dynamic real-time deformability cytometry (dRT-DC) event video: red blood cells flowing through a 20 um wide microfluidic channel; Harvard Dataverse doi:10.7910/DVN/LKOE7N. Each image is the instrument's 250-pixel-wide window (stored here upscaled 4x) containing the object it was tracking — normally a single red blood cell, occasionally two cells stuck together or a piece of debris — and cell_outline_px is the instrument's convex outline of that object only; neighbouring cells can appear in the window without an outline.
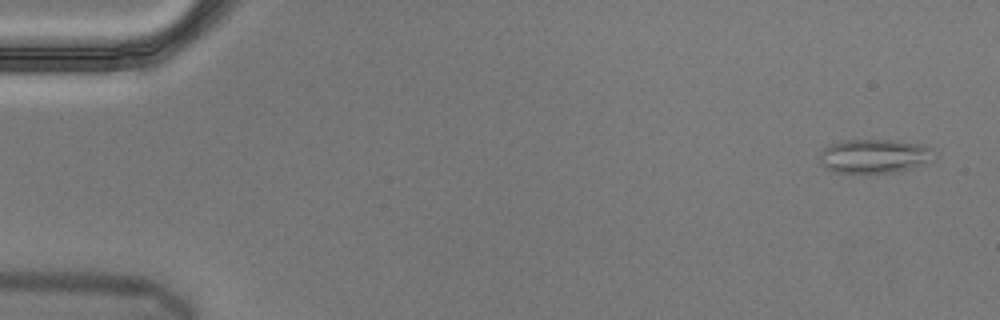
{"species": "Egyptian fruit bat (a non-hibernating species)", "species_latin": "Rousettus aegyptiacus", "temperature_condition": "cold", "stored_images_in_passage": 56, "camera_frame_rate_fps": 3000, "um_per_image_px": 0.085, "animal": {"sex": "male"}, "frame": {"image": 1, "passage_image": 3, "time_ms": 0.667, "image_size_px": [1000, 320], "cell_outline_px": [[936, 160], [892, 172], [836, 172], [824, 168], [820, 164], [820, 152], [824, 148], [840, 140], [892, 140], [924, 144], [932, 148]], "centroid_in_image_um": [74.32, 13.25], "position_along_channel_um": 10.7, "area_um2": 22.6}}
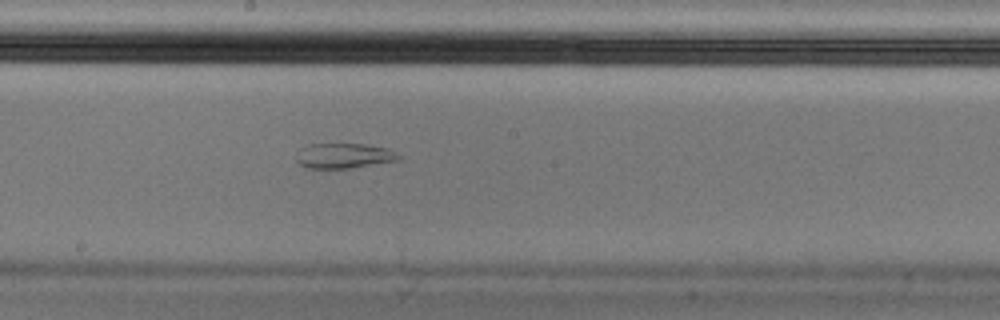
{"frame": {"image": 2, "passage_image": 31, "time_ms": 10.0, "image_size_px": [1000, 320], "cell_outline_px": [[400, 160], [352, 168], [308, 168], [300, 164], [296, 160], [300, 148], [308, 144], [364, 144], [388, 148], [400, 156]], "centroid_in_image_um": [29.24, 13.24], "position_along_channel_um": 219.0, "area_um2": 14.91}}
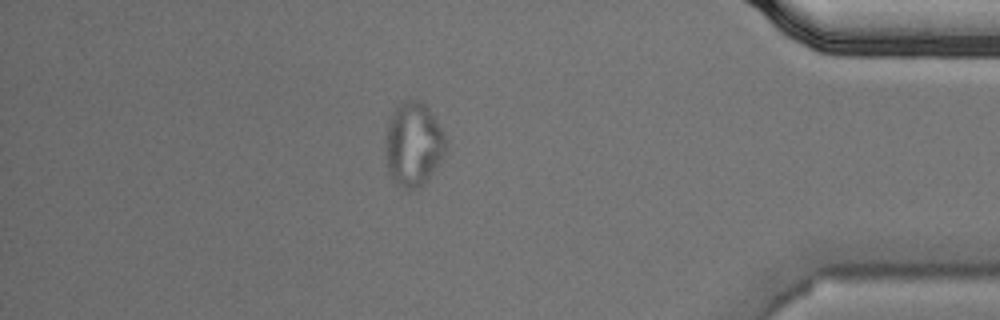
{"frame": {"image": 3, "passage_image": 49, "time_ms": 16.0, "image_size_px": [1000, 320], "cell_outline_px": [[448, 144], [440, 160], [428, 180], [420, 188], [408, 192], [400, 188], [388, 176], [384, 140], [388, 120], [392, 112], [404, 100], [420, 100], [428, 108], [444, 132], [448, 140]], "centroid_in_image_um": [35.11, 12.32], "position_along_channel_um": 400.1, "area_um2": 30.29}, "authors_computed_cell_mechanics": {"area_um2": 22.0218, "velocity_mm_per_s": 3.5943, "shape_relaxation_time_tau1_ms": null, "shape_relaxation_time_tau2_ms": 1.8215, "deformation_change_tau1": null, "deformation_change_tau2": 0.0634}}